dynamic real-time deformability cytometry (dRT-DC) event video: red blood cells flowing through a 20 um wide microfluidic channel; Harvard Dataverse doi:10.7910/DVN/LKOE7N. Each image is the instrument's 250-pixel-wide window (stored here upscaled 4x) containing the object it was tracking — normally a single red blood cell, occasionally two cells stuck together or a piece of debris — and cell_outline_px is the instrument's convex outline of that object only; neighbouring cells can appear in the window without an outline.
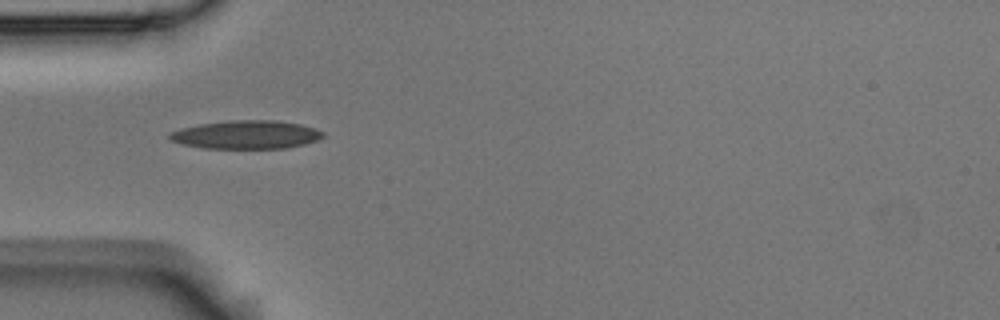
{"species": "Egyptian fruit bat (a non-hibernating species)", "species_latin": "Rousettus aegyptiacus", "temperature_condition": "room temperature", "stored_images_in_passage": 10, "camera_frame_rate_fps": 3000, "um_per_image_px": 0.085, "animal": {"sex": "male"}, "frame": {"image": 1, "passage_image": 5, "time_ms": 1.333, "image_size_px": [1000, 320], "cell_outline_px": [[324, 136], [316, 140], [304, 144], [288, 148], [204, 148], [184, 144], [172, 140], [168, 136], [168, 132], [180, 128], [200, 124], [236, 120], [276, 120], [300, 124], [316, 128], [324, 132]], "centroid_in_image_um": [20.95, 11.44], "position_along_channel_um": 64.0, "area_um2": 25.26}}
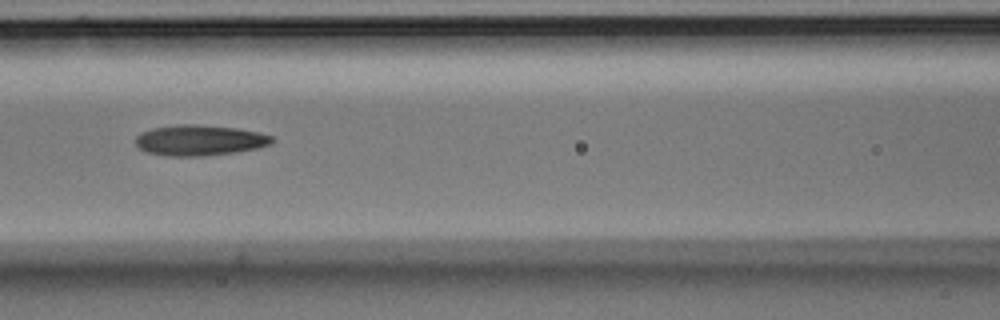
{"frame": {"image": 2, "passage_image": 7, "time_ms": 2.0, "image_size_px": [1000, 320], "cell_outline_px": [[276, 140], [272, 144], [256, 148], [236, 152], [204, 156], [168, 156], [148, 152], [140, 148], [136, 144], [136, 136], [140, 132], [152, 128], [176, 124], [200, 124], [236, 128], [260, 132], [272, 136]], "centroid_in_image_um": [16.99, 11.91], "position_along_channel_um": 149.6, "area_um2": 24.57}}
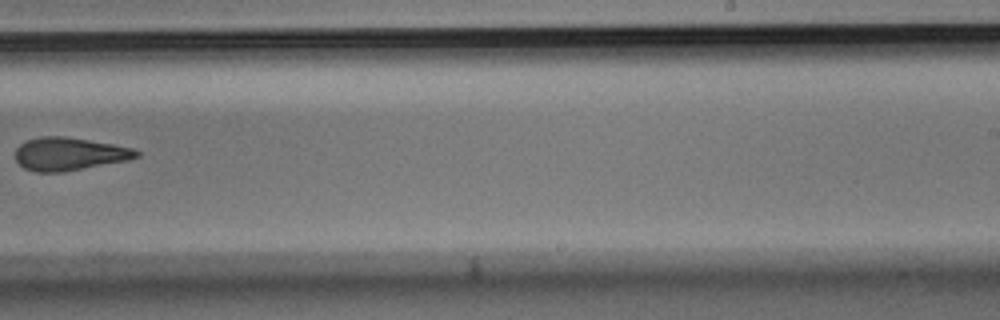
{"frame": {"image": 3, "passage_image": 10, "time_ms": 3.0, "image_size_px": [1000, 320], "cell_outline_px": [[140, 156], [128, 160], [64, 172], [36, 172], [24, 168], [16, 160], [16, 148], [20, 144], [28, 140], [40, 136], [64, 136], [112, 144], [132, 148], [140, 152]], "centroid_in_image_um": [5.88, 13.09], "position_along_channel_um": 283.1, "area_um2": 23.18}}